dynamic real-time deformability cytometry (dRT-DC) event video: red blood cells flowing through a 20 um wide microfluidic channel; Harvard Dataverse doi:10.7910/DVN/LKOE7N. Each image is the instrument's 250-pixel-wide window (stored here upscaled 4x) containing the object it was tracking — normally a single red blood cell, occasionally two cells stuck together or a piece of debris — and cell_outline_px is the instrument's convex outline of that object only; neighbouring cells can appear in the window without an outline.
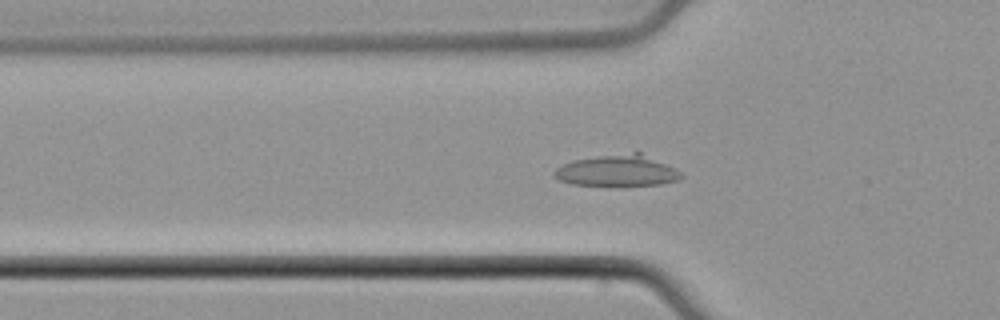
{"species": "common noctule bat (a hibernating species)", "species_latin": "Nyctalus noctula", "temperature_condition": "cold", "stored_images_in_passage": 49, "camera_frame_rate_fps": 3000, "um_per_image_px": 0.085, "animal": {"sex": "male", "body_mass_g": 21.5, "forearm_length_mm": 52.0}, "frame": {"image": 1, "passage_image": 15, "time_ms": 4.667, "image_size_px": [1000, 320], "cell_outline_px": [[684, 176], [680, 180], [660, 184], [572, 184], [560, 180], [552, 176], [552, 172], [556, 168], [572, 160], [600, 156], [632, 152], [640, 152], [676, 168]], "centroid_in_image_um": [52.49, 14.49], "position_along_channel_um": 73.3, "area_um2": 22.72}}
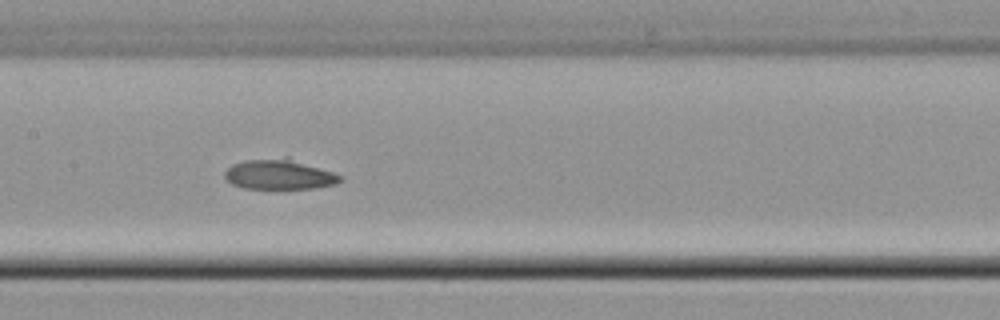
{"frame": {"image": 2, "passage_image": 23, "time_ms": 7.333, "image_size_px": [1000, 320], "cell_outline_px": [[344, 180], [336, 184], [316, 188], [244, 188], [232, 184], [224, 176], [224, 172], [232, 164], [248, 160], [288, 156], [344, 176]], "centroid_in_image_um": [23.8, 14.81], "position_along_channel_um": 183.6, "area_um2": 20.46}}
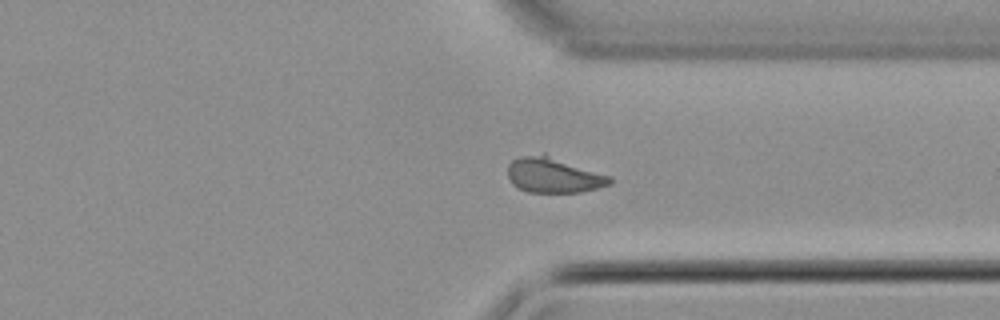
{"frame": {"image": 3, "passage_image": 36, "time_ms": 11.667, "image_size_px": [1000, 320], "cell_outline_px": [[612, 184], [580, 192], [528, 192], [516, 188], [512, 184], [508, 176], [508, 164], [512, 160], [524, 156], [544, 152], [612, 176]], "centroid_in_image_um": [47.07, 14.87], "position_along_channel_um": 364.3, "area_um2": 21.44}}